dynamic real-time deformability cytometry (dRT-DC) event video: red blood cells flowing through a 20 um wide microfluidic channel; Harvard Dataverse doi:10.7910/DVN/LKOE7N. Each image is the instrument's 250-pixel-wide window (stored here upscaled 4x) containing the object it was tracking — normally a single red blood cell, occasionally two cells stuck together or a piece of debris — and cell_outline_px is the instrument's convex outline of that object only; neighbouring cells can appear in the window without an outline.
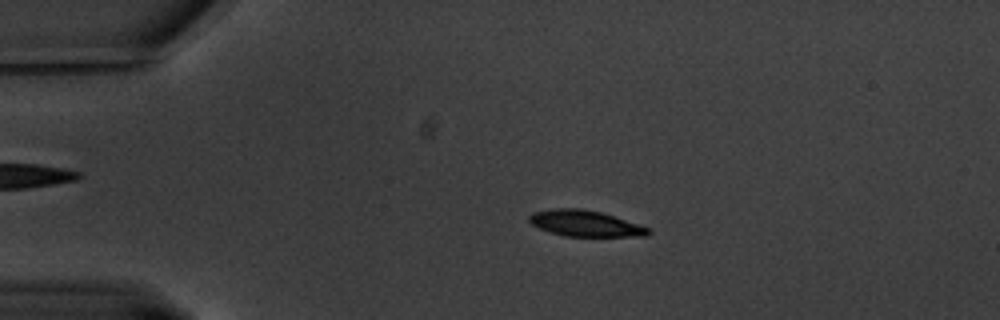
{"species": "common noctule bat (a hibernating species)", "species_latin": "Nyctalus noctula", "temperature_condition": "warm", "stored_images_in_passage": 57, "camera_frame_rate_fps": 3000, "um_per_image_px": 0.085, "animal": {"sex": "male", "body_mass_g": 20.1, "forearm_length_mm": 53.5}, "frame": {"image": 1, "passage_image": 8, "time_ms": 2.333, "image_size_px": [1000, 320], "cell_outline_px": [[652, 232], [648, 236], [564, 236], [540, 228], [532, 224], [528, 220], [528, 216], [532, 212], [556, 208], [580, 208], [600, 212], [616, 216], [652, 228]], "centroid_in_image_um": [49.8, 18.99], "position_along_channel_um": 35.2, "area_um2": 18.21}}
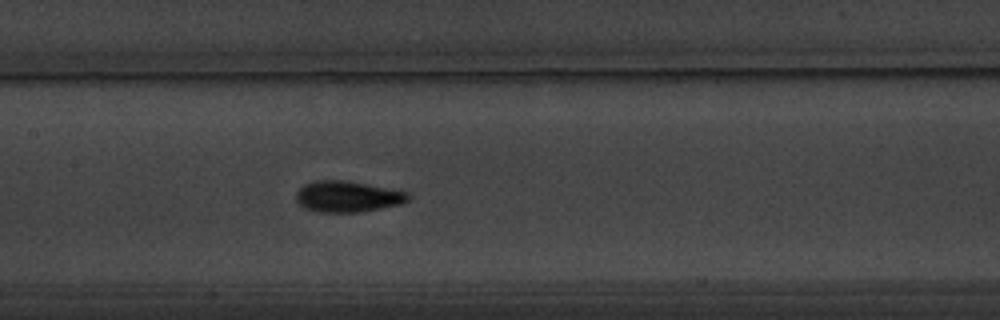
{"frame": {"image": 2, "passage_image": 25, "time_ms": 8.0, "image_size_px": [1000, 320], "cell_outline_px": [[408, 200], [400, 204], [360, 212], [316, 212], [304, 208], [296, 200], [296, 192], [304, 184], [316, 180], [348, 180], [408, 192]], "centroid_in_image_um": [29.5, 16.7], "position_along_channel_um": 177.9, "area_um2": 20.29}}
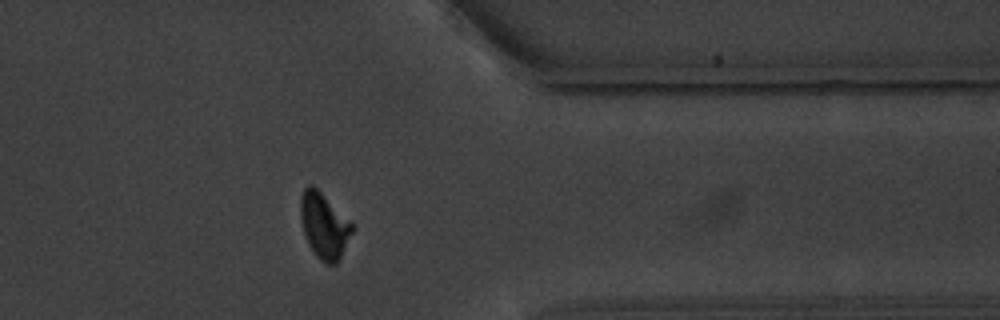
{"frame": {"image": 3, "passage_image": 45, "time_ms": 14.667, "image_size_px": [1000, 320], "cell_outline_px": [[356, 228], [340, 260], [336, 264], [324, 264], [316, 256], [308, 244], [300, 220], [300, 196], [304, 188], [308, 184], [312, 184]], "centroid_in_image_um": [27.55, 19.22], "position_along_channel_um": 383.8, "area_um2": 19.83}, "authors_computed_cell_mechanics": {"area_um2": 18.9584, "velocity_mm_per_s": 3.2519, "shape_relaxation_time_tau1_ms": 2.4951, "shape_relaxation_time_tau2_ms": 1.3859, "deformation_change_tau1": 0.1498, "deformation_change_tau2": 0.0599}}